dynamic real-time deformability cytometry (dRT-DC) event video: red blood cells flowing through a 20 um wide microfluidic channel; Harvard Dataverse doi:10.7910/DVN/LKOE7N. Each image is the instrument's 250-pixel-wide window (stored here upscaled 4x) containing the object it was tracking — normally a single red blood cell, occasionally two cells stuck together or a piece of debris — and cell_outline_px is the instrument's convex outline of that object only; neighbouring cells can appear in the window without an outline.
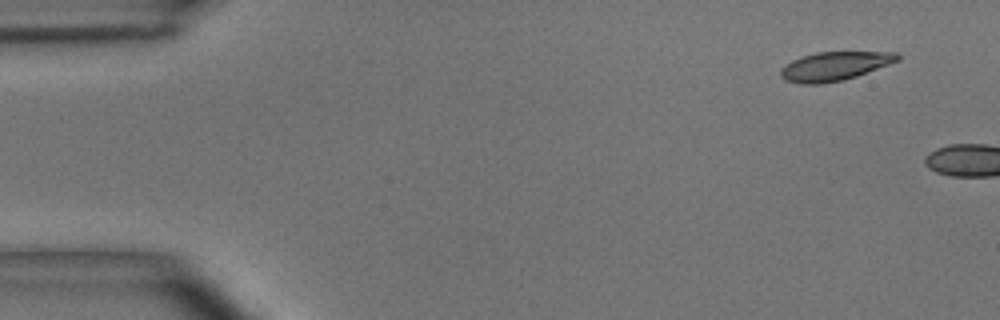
{"species": "common noctule bat (a hibernating species)", "species_latin": "Nyctalus noctula", "temperature_condition": "room temperature", "stored_images_in_passage": 3, "camera_frame_rate_fps": 3000, "um_per_image_px": 0.085, "animal": {"sex": "male", "body_mass_g": 15.6}, "frame": {"image": 1, "passage_image": 1, "time_ms": 0.0, "image_size_px": [1000, 320], "cell_outline_px": [[900, 60], [856, 76], [844, 80], [820, 84], [800, 84], [784, 80], [780, 76], [780, 68], [792, 60], [800, 56], [816, 52], [896, 52], [900, 56]], "centroid_in_image_um": [70.89, 5.63], "position_along_channel_um": 14.1, "area_um2": 19.71}}